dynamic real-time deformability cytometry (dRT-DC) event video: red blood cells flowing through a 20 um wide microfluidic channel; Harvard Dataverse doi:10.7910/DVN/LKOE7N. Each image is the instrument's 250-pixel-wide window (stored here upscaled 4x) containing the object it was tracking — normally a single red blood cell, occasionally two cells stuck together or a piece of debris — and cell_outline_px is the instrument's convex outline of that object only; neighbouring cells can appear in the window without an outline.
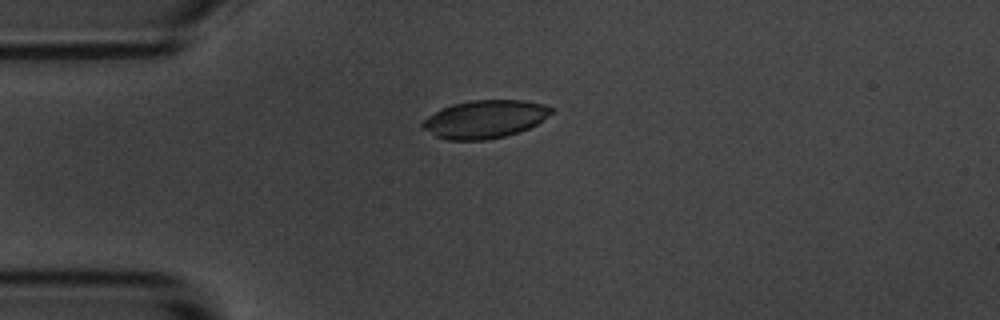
{"species": "common noctule bat (a hibernating species)", "species_latin": "Nyctalus noctula", "temperature_condition": "room temperature", "stored_images_in_passage": 3, "camera_frame_rate_fps": 3000, "um_per_image_px": 0.085, "animal": {"sex": "male", "body_mass_g": 20.1, "forearm_length_mm": 53.5}, "frame": {"image": 1, "passage_image": 1, "time_ms": 0.0, "image_size_px": [1000, 320], "cell_outline_px": [[556, 108], [552, 112], [536, 124], [528, 128], [504, 136], [488, 140], [448, 140], [436, 136], [424, 128], [420, 124], [428, 116], [444, 108], [456, 104], [472, 100], [524, 100], [544, 104]], "centroid_in_image_um": [41.24, 10.13], "position_along_channel_um": 43.8, "area_um2": 28.09}}